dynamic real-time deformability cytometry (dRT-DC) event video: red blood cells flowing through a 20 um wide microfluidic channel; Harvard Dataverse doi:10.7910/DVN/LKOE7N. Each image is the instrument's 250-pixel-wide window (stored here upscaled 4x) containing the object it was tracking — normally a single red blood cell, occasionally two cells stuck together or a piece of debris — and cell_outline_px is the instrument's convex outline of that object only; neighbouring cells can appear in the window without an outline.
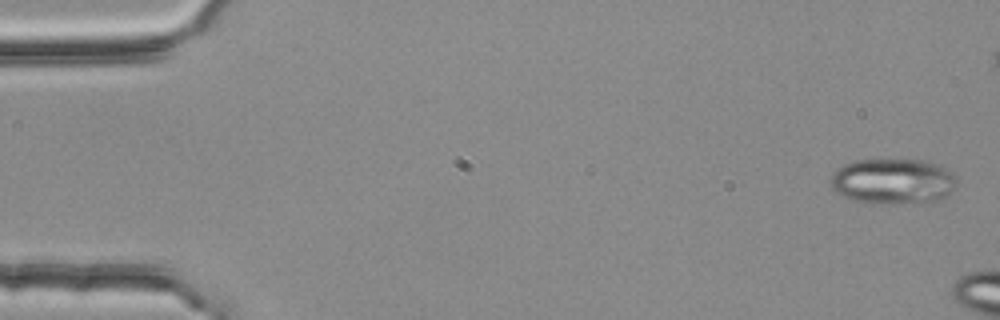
{"species": "common noctule bat (a hibernating species)", "species_latin": "Nyctalus noctula", "temperature_condition": "room temperature", "stored_images_in_passage": 4, "camera_frame_rate_fps": 3000, "um_per_image_px": 0.085, "animal": {"sex": "female", "body_mass_g": 25.1}, "frame": {"image": 1, "passage_image": 1, "time_ms": 0.0, "image_size_px": [1000, 320], "cell_outline_px": [[956, 184], [952, 192], [940, 200], [872, 204], [852, 200], [836, 192], [832, 188], [832, 172], [844, 164], [856, 160], [928, 160], [940, 164], [948, 168], [956, 176]], "centroid_in_image_um": [75.93, 15.39], "position_along_channel_um": 9.1, "area_um2": 33.58}}